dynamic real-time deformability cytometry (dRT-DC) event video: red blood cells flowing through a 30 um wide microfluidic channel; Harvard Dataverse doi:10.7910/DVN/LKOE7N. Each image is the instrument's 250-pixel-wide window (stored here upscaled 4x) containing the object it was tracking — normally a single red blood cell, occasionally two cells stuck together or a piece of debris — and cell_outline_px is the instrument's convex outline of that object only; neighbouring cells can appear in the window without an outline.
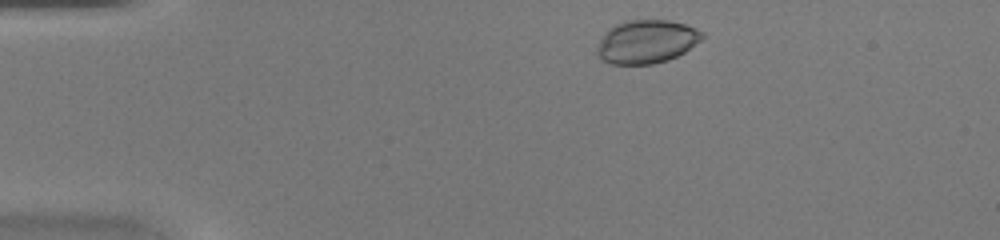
{"species": "common noctule bat (a hibernating species)", "species_latin": "Nyctalus noctula", "temperature_condition": "warm", "stored_images_in_passage": 40, "camera_frame_rate_fps": 3000, "um_per_image_px": 0.085, "animal": {"sex": "female", "body_mass_g": 20.0, "forearm_length_mm": 54.0}, "frame": {"image": 1, "passage_image": 3, "time_ms": 0.667, "image_size_px": [1000, 240], "cell_outline_px": [[704, 36], [700, 40], [684, 52], [668, 60], [652, 64], [612, 64], [596, 56], [596, 48], [604, 32], [608, 28], [616, 24], [628, 20], [668, 20], [684, 24], [696, 28], [704, 32]], "centroid_in_image_um": [54.93, 3.54], "position_along_channel_um": 30.1, "area_um2": 26.59}}
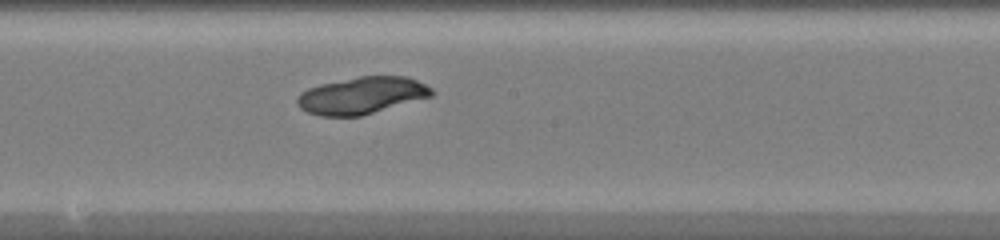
{"frame": {"image": 2, "passage_image": 20, "time_ms": 6.333, "image_size_px": [1000, 240], "cell_outline_px": [[436, 92], [432, 96], [360, 116], [320, 116], [308, 112], [300, 108], [296, 104], [296, 96], [300, 92], [308, 88], [320, 84], [360, 76], [408, 76], [432, 88]], "centroid_in_image_um": [30.73, 8.11], "position_along_channel_um": 217.5, "area_um2": 29.02}}
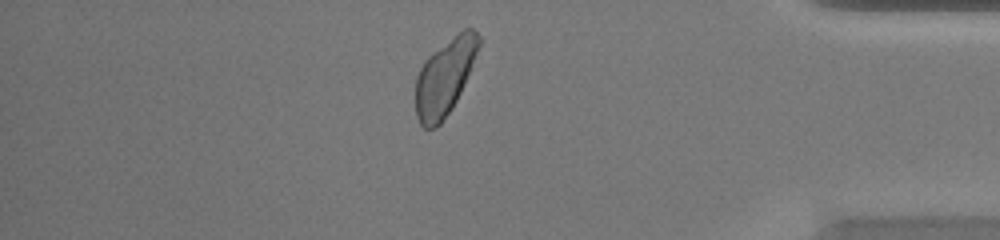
{"frame": {"image": 3, "passage_image": 34, "time_ms": 11.0, "image_size_px": [1000, 240], "cell_outline_px": [[484, 40], [460, 92], [452, 108], [440, 124], [436, 128], [424, 128], [420, 124], [416, 116], [416, 76], [424, 60], [432, 52], [464, 28], [472, 28]], "centroid_in_image_um": [37.82, 6.52], "position_along_channel_um": 397.4, "area_um2": 28.15}}